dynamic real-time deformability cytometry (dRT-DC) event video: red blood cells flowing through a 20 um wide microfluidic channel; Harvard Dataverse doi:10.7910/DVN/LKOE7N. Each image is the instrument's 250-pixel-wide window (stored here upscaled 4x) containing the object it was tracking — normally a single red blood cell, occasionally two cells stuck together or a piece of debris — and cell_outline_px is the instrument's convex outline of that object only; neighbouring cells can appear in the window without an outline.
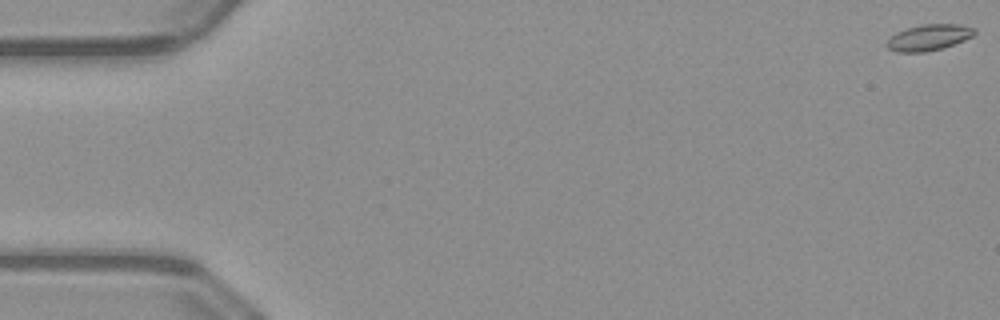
{"species": "common noctule bat (a hibernating species)", "species_latin": "Nyctalus noctula", "temperature_condition": "warm", "stored_images_in_passage": 52, "camera_frame_rate_fps": 3000, "um_per_image_px": 0.085, "animal": {"sex": "male", "body_mass_g": 23.1, "forearm_length_mm": 52.7}, "frame": {"image": 1, "passage_image": 1, "time_ms": 0.0, "image_size_px": [1000, 320], "cell_outline_px": [[976, 32], [972, 36], [964, 40], [940, 48], [924, 52], [896, 52], [888, 48], [884, 44], [896, 32], [908, 28], [924, 24], [960, 24], [976, 28]], "centroid_in_image_um": [78.94, 3.18], "position_along_channel_um": 6.1, "area_um2": 13.18}}
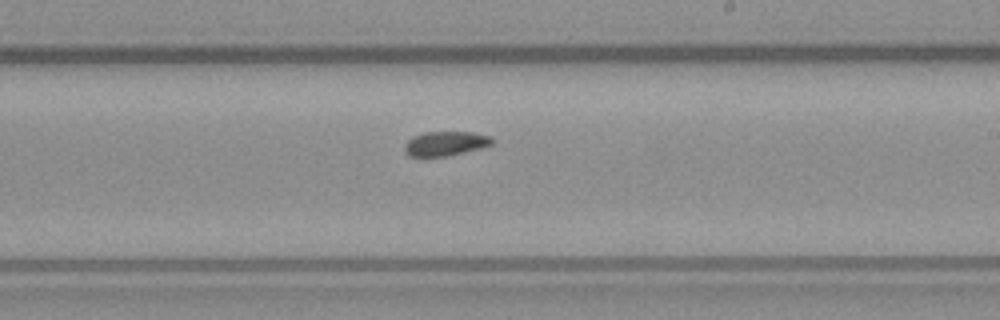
{"frame": {"image": 2, "passage_image": 31, "time_ms": 10.0, "image_size_px": [1000, 320], "cell_outline_px": [[492, 144], [480, 148], [448, 156], [424, 160], [408, 156], [404, 152], [404, 144], [412, 136], [424, 132], [472, 132], [492, 136]], "centroid_in_image_um": [37.76, 12.25], "position_along_channel_um": 251.2, "area_um2": 13.06}}
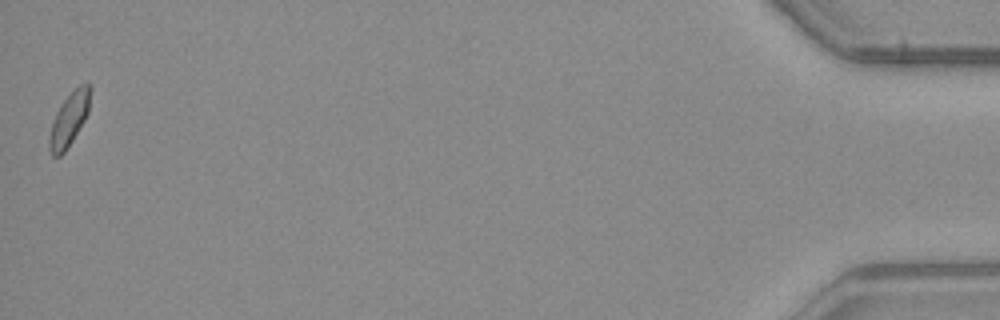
{"frame": {"image": 3, "passage_image": 52, "time_ms": 17.0, "image_size_px": [1000, 320], "cell_outline_px": [[92, 88], [88, 112], [84, 120], [72, 140], [64, 152], [60, 156], [52, 156], [48, 148], [48, 140], [52, 124], [56, 112], [60, 104], [80, 84], [88, 80]], "centroid_in_image_um": [5.89, 10.1], "position_along_channel_um": 429.3, "area_um2": 12.72}, "authors_computed_cell_mechanics": {"area_um2": 12.8894, "velocity_mm_per_s": 4.0307, "shape_relaxation_time_tau1_ms": null, "shape_relaxation_time_tau2_ms": 6.3147, "deformation_change_tau1": null, "deformation_change_tau2": 0.1092}}